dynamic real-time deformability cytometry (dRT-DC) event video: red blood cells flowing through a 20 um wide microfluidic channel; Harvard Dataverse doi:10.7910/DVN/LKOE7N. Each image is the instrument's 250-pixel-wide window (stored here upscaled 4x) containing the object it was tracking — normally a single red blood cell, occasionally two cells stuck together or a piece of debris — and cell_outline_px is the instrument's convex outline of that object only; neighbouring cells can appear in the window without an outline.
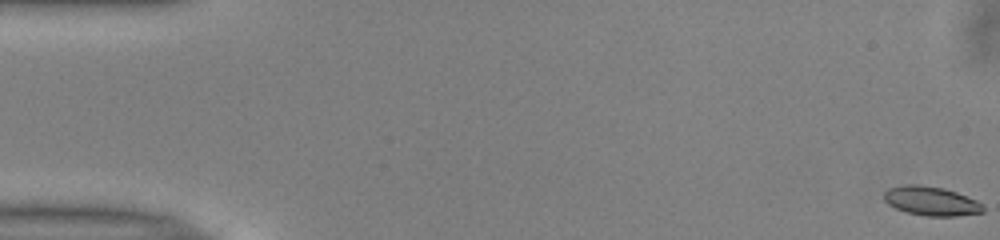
{"species": "common noctule bat (a hibernating species)", "species_latin": "Nyctalus noctula", "temperature_condition": "warm", "stored_images_in_passage": 52, "camera_frame_rate_fps": 3000, "um_per_image_px": 0.085, "animal": {"sex": "male", "body_mass_g": 13.0, "forearm_length_mm": 53.1}, "frame": {"image": 1, "passage_image": 1, "time_ms": 0.0, "image_size_px": [1000, 240], "cell_outline_px": [[984, 212], [956, 216], [924, 216], [908, 212], [896, 208], [888, 204], [884, 200], [884, 192], [888, 188], [904, 184], [916, 184], [944, 188], [956, 192], [976, 200], [984, 204]], "centroid_in_image_um": [79.15, 17.08], "position_along_channel_um": 5.8, "area_um2": 16.88}}
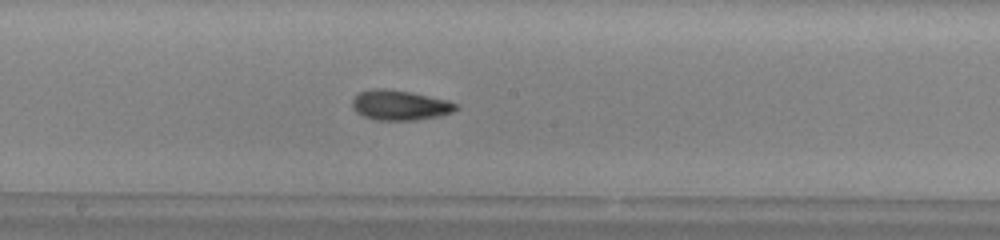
{"frame": {"image": 2, "passage_image": 28, "time_ms": 9.0, "image_size_px": [1000, 240], "cell_outline_px": [[460, 108], [452, 112], [436, 116], [416, 120], [372, 120], [356, 112], [352, 108], [352, 100], [360, 92], [372, 88], [384, 88], [412, 92], [448, 100], [460, 104]], "centroid_in_image_um": [34.0, 8.93], "position_along_channel_um": 214.2, "area_um2": 18.32}}
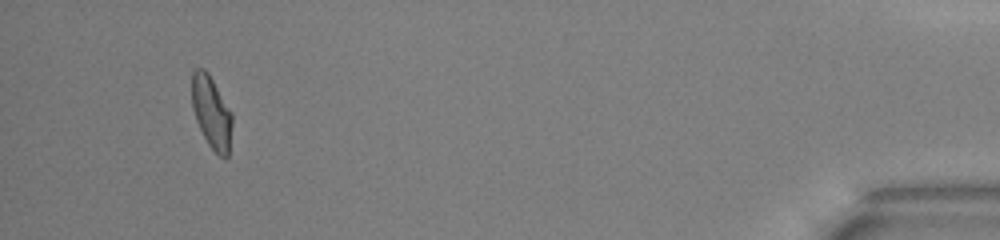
{"frame": {"image": 3, "passage_image": 49, "time_ms": 16.0, "image_size_px": [1000, 240], "cell_outline_px": [[232, 124], [228, 156], [224, 160], [208, 144], [196, 120], [192, 108], [192, 72], [196, 68], [204, 68], [208, 72], [232, 112]], "centroid_in_image_um": [17.98, 9.54], "position_along_channel_um": 417.2, "area_um2": 16.99}, "authors_computed_cell_mechanics": {"area_um2": 17.2533, "velocity_mm_per_s": 4.0124, "shape_relaxation_time_tau1_ms": 4.1636, "shape_relaxation_time_tau2_ms": 4.0909, "deformation_change_tau1": 0.1465, "deformation_change_tau2": 0.0711}}